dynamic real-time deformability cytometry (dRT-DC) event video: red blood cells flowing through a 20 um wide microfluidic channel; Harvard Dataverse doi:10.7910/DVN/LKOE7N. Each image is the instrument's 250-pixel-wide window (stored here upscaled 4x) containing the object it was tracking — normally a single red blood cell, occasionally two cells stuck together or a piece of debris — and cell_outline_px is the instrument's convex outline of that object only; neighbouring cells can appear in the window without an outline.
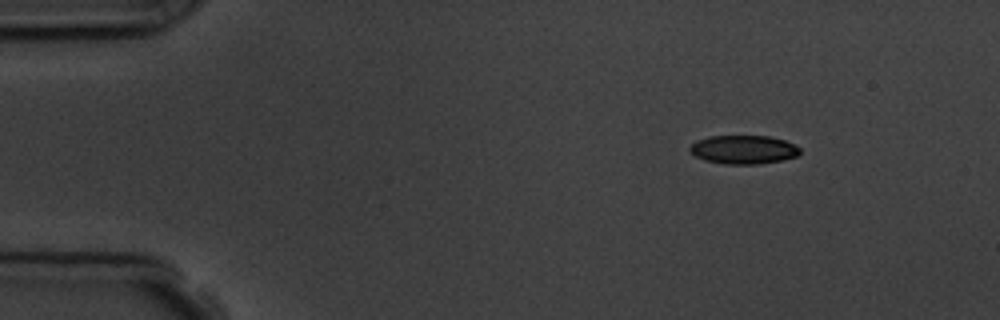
{"species": "common noctule bat (a hibernating species)", "species_latin": "Nyctalus noctula", "temperature_condition": "room temperature", "stored_images_in_passage": 3, "camera_frame_rate_fps": 3000, "um_per_image_px": 0.085, "animal": {"sex": "male", "body_mass_g": 19.5, "forearm_length_mm": 54.6}, "frame": {"image": 1, "passage_image": 1, "time_ms": 0.0, "image_size_px": [1000, 320], "cell_outline_px": [[800, 152], [796, 156], [780, 160], [756, 164], [724, 164], [704, 160], [688, 152], [688, 148], [696, 140], [708, 136], [768, 136], [784, 140], [800, 148]], "centroid_in_image_um": [63.13, 12.71], "position_along_channel_um": 21.9, "area_um2": 18.32}}